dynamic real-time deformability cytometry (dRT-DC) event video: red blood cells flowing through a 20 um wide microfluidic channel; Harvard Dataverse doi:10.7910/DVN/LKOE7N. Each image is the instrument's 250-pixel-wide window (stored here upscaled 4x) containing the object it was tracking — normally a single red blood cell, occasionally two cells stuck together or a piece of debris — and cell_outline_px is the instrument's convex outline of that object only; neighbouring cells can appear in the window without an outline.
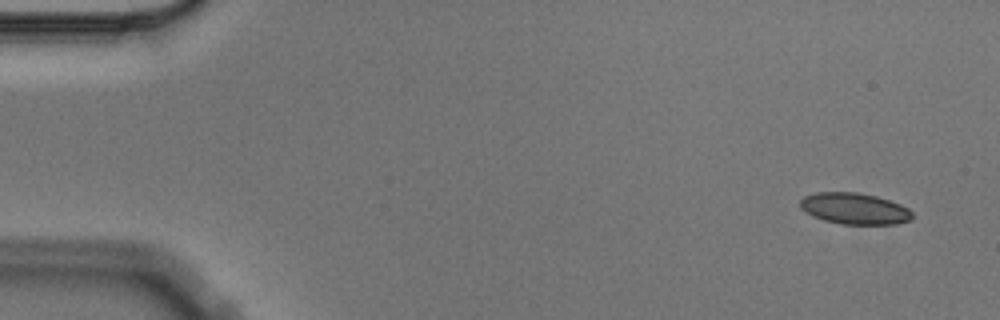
{"species": "Egyptian fruit bat (a non-hibernating species)", "species_latin": "Rousettus aegyptiacus", "temperature_condition": "cold", "stored_images_in_passage": 5, "camera_frame_rate_fps": 3000, "um_per_image_px": 0.085, "animal": {"sex": "male"}, "frame": {"image": 1, "passage_image": 1, "time_ms": 0.0, "image_size_px": [1000, 320], "cell_outline_px": [[912, 220], [896, 224], [844, 224], [824, 220], [812, 216], [800, 208], [800, 200], [804, 196], [816, 192], [856, 192], [876, 196], [900, 204], [908, 208], [912, 212]], "centroid_in_image_um": [72.63, 17.73], "position_along_channel_um": 12.4, "area_um2": 20.46}}
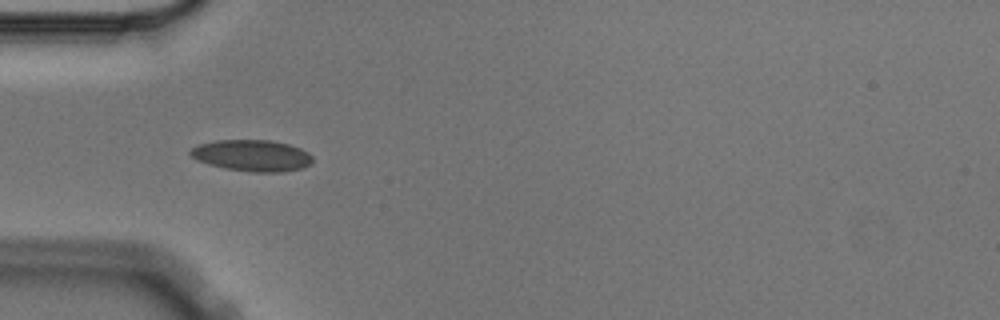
{"frame": {"image": 2, "passage_image": 5, "time_ms": 1.333, "image_size_px": [1000, 320], "cell_outline_px": [[312, 160], [304, 168], [284, 172], [248, 172], [224, 168], [208, 164], [196, 160], [188, 152], [192, 148], [200, 144], [216, 140], [272, 140], [288, 144], [300, 148], [308, 152], [312, 156]], "centroid_in_image_um": [21.42, 13.22], "position_along_channel_um": 63.6, "area_um2": 22.48}}